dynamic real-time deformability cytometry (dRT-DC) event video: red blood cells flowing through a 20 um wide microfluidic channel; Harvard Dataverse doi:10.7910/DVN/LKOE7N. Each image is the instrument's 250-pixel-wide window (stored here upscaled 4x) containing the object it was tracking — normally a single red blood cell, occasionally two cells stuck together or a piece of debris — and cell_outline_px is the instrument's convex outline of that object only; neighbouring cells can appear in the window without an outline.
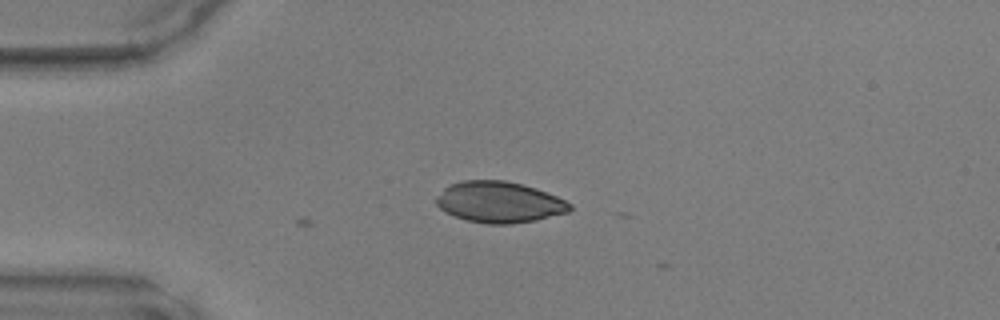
{"species": "common noctule bat (a hibernating species)", "species_latin": "Nyctalus noctula", "temperature_condition": "warm", "stored_images_in_passage": 11, "camera_frame_rate_fps": 3000, "um_per_image_px": 0.085, "animal": {"sex": "male", "body_mass_g": 17.9, "forearm_length_mm": 54.2}, "frame": {"image": 1, "passage_image": 11, "time_ms": 3.333, "image_size_px": [1000, 320], "cell_outline_px": [[572, 208], [568, 212], [536, 220], [512, 224], [484, 224], [468, 220], [444, 212], [436, 204], [436, 196], [448, 184], [460, 180], [504, 180], [524, 184], [536, 188], [556, 196], [572, 204]], "centroid_in_image_um": [42.41, 17.17], "position_along_channel_um": 42.6, "area_um2": 32.19}}